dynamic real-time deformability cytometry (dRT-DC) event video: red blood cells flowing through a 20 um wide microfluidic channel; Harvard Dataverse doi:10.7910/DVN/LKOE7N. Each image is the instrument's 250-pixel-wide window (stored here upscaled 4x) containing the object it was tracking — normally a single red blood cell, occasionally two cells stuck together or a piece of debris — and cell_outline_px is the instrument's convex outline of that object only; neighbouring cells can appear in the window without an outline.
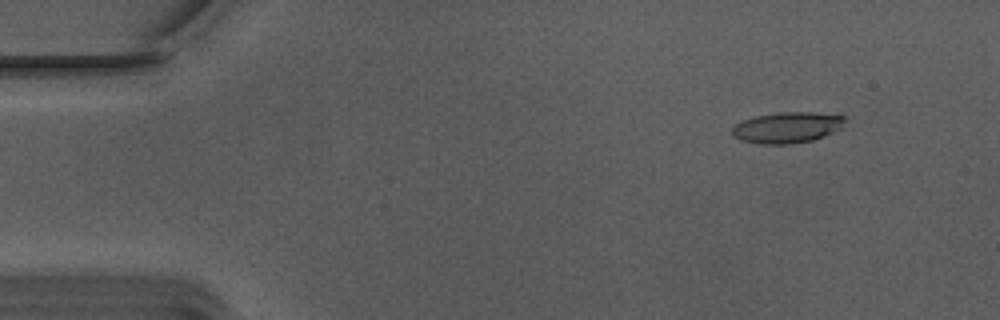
{"species": "Egyptian fruit bat (a non-hibernating species)", "species_latin": "Rousettus aegyptiacus", "temperature_condition": "warm", "stored_images_in_passage": 55, "camera_frame_rate_fps": 3000, "um_per_image_px": 0.085, "animal": {"sex": "male"}, "frame": {"image": 1, "passage_image": 6, "time_ms": 1.667, "image_size_px": [1000, 320], "cell_outline_px": [[844, 120], [840, 128], [824, 136], [812, 140], [788, 144], [760, 144], [740, 140], [732, 136], [732, 128], [736, 124], [744, 120], [756, 116], [780, 112], [812, 112], [844, 116]], "centroid_in_image_um": [66.86, 10.84], "position_along_channel_um": 18.1, "area_um2": 20.11}}
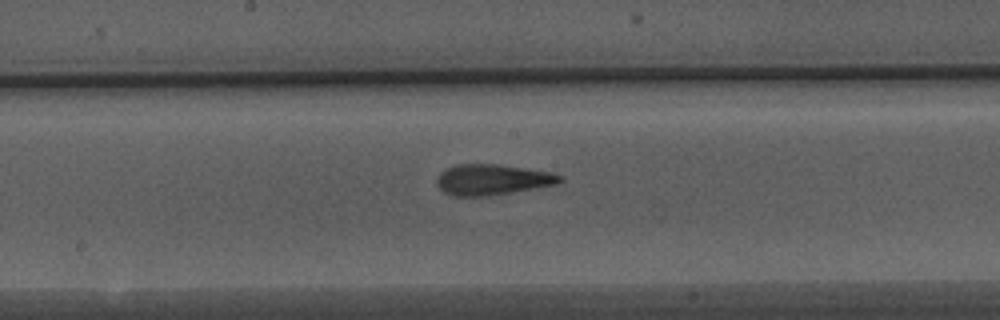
{"frame": {"image": 2, "passage_image": 29, "time_ms": 9.333, "image_size_px": [1000, 320], "cell_outline_px": [[564, 180], [556, 184], [512, 192], [484, 196], [452, 196], [444, 192], [436, 184], [436, 180], [440, 172], [456, 164], [496, 164], [548, 172], [564, 176]], "centroid_in_image_um": [41.81, 15.27], "position_along_channel_um": 206.4, "area_um2": 21.79}}
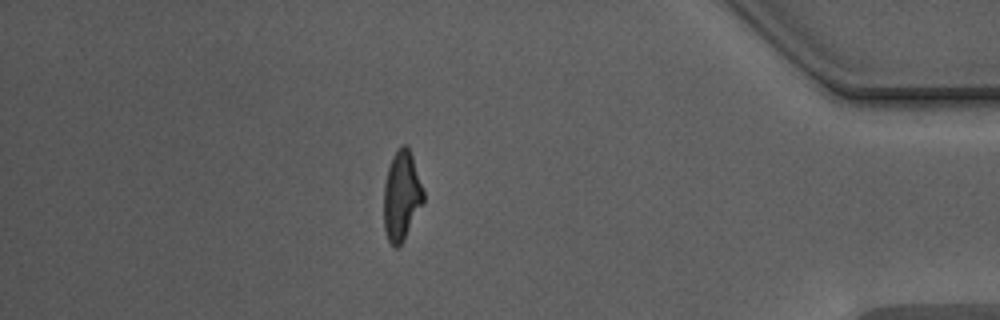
{"frame": {"image": 3, "passage_image": 48, "time_ms": 15.667, "image_size_px": [1000, 320], "cell_outline_px": [[424, 200], [400, 248], [392, 248], [388, 240], [384, 228], [384, 184], [388, 168], [392, 156], [400, 144], [404, 144], [408, 148], [412, 156], [424, 192]], "centroid_in_image_um": [34.12, 16.68], "position_along_channel_um": 401.1, "area_um2": 20.69}, "authors_computed_cell_mechanics": {"area_um2": 20.808, "velocity_mm_per_s": 3.7588, "shape_relaxation_time_tau1_ms": 7.5504, "shape_relaxation_time_tau2_ms": 1.9606, "deformation_change_tau1": 0.2598, "deformation_change_tau2": 0.1307}}